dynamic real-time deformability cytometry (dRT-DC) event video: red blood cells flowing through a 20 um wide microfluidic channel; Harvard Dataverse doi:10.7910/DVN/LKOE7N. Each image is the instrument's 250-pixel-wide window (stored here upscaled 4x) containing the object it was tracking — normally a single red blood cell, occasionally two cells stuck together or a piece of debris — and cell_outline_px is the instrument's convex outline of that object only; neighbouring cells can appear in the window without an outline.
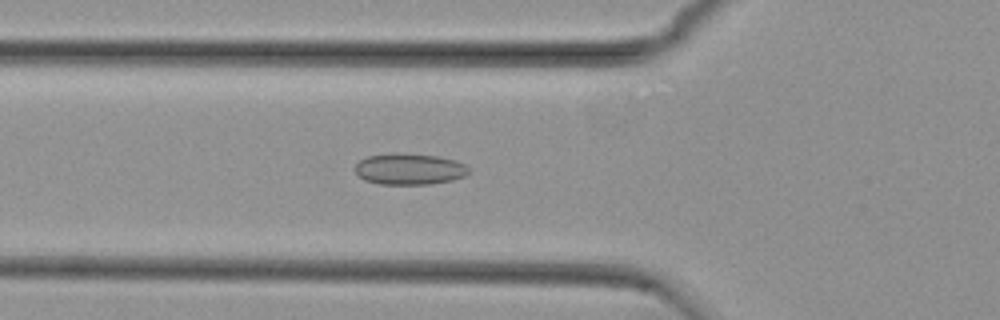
{"species": "common noctule bat (a hibernating species)", "species_latin": "Nyctalus noctula", "temperature_condition": "cold", "stored_images_in_passage": 35, "camera_frame_rate_fps": 3000, "um_per_image_px": 0.085, "animal": {"sex": "female", "body_mass_g": 29.2, "forearm_length_mm": 56.3}, "frame": {"image": 1, "passage_image": 4, "time_ms": 1.0, "image_size_px": [1000, 320], "cell_outline_px": [[468, 172], [464, 176], [452, 180], [428, 184], [380, 184], [364, 180], [356, 172], [356, 164], [360, 160], [368, 156], [392, 152], [440, 156], [456, 160], [464, 164], [468, 168]], "centroid_in_image_um": [34.79, 14.35], "position_along_channel_um": 91.0, "area_um2": 20.69}}
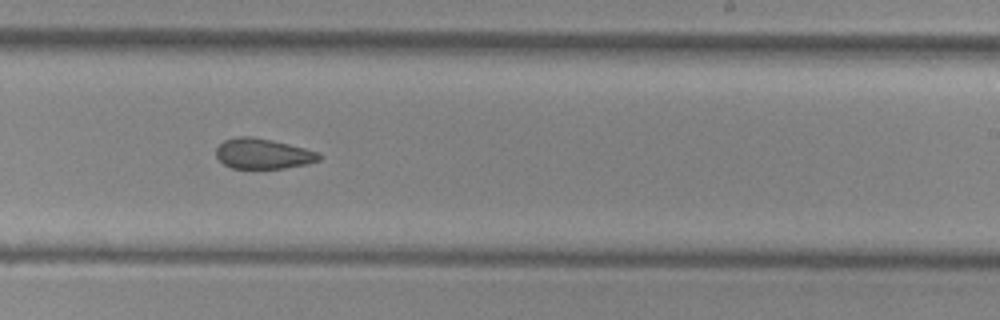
{"frame": {"image": 2, "passage_image": 18, "time_ms": 5.667, "image_size_px": [1000, 320], "cell_outline_px": [[320, 160], [308, 164], [284, 168], [232, 168], [224, 164], [216, 156], [216, 148], [224, 140], [236, 136], [252, 136], [272, 140], [304, 148], [316, 152], [320, 156]], "centroid_in_image_um": [22.32, 13.06], "position_along_channel_um": 266.7, "area_um2": 18.09}}
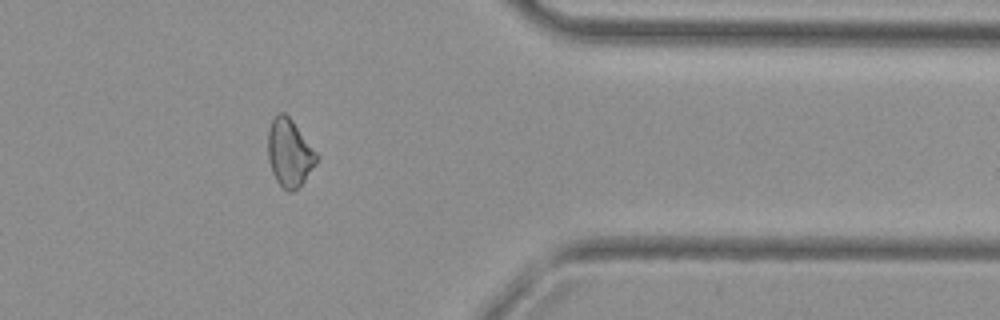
{"frame": {"image": 3, "passage_image": 29, "time_ms": 9.333, "image_size_px": [1000, 320], "cell_outline_px": [[320, 156], [316, 164], [304, 180], [292, 192], [288, 192], [276, 180], [272, 172], [268, 160], [268, 128], [276, 112], [284, 112], [292, 120]], "centroid_in_image_um": [24.6, 12.97], "position_along_channel_um": 386.8, "area_um2": 19.19}}